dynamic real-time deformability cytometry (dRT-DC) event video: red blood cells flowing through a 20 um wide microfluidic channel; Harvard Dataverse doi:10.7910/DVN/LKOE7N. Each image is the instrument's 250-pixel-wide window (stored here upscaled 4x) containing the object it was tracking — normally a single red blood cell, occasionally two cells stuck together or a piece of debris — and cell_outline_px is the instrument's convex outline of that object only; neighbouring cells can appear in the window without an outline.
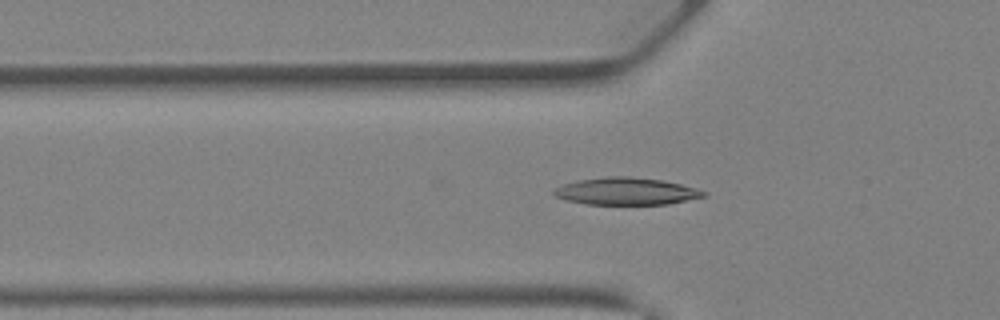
{"species": "Egyptian fruit bat (a non-hibernating species)", "species_latin": "Rousettus aegyptiacus", "temperature_condition": "warm", "stored_images_in_passage": 29, "camera_frame_rate_fps": 3000, "um_per_image_px": 0.085, "animal": {"sex": "female"}, "frame": {"image": 1, "passage_image": 3, "time_ms": 0.667, "image_size_px": [1000, 320], "cell_outline_px": [[708, 196], [668, 204], [584, 204], [568, 200], [556, 196], [552, 192], [556, 188], [564, 184], [580, 180], [608, 176], [628, 176], [660, 180], [680, 184], [696, 188], [708, 192]], "centroid_in_image_um": [53.28, 16.26], "position_along_channel_um": 72.5, "area_um2": 23.58}}
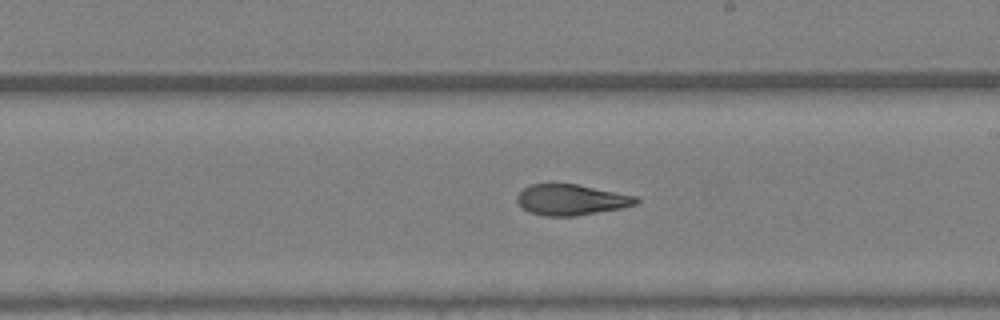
{"frame": {"image": 2, "passage_image": 13, "time_ms": 4.0, "image_size_px": [1000, 320], "cell_outline_px": [[640, 200], [636, 204], [620, 208], [576, 216], [544, 216], [528, 212], [516, 200], [516, 196], [524, 188], [532, 184], [576, 184], [636, 196]], "centroid_in_image_um": [48.54, 16.99], "position_along_channel_um": 240.5, "area_um2": 21.15}}
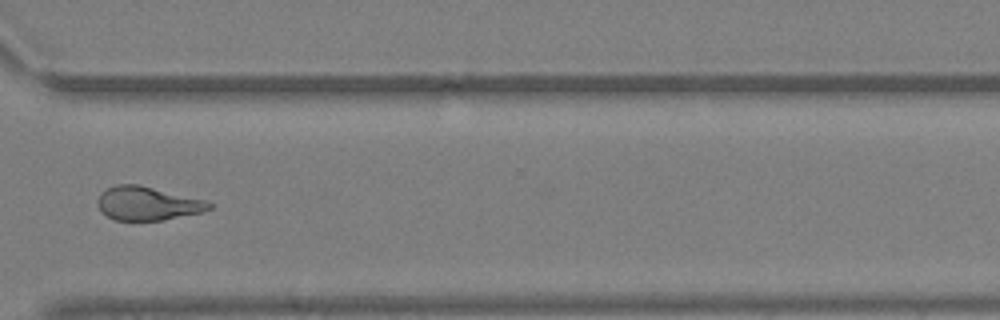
{"frame": {"image": 3, "passage_image": 20, "time_ms": 6.333, "image_size_px": [1000, 320], "cell_outline_px": [[212, 208], [204, 212], [164, 220], [116, 220], [100, 212], [96, 204], [96, 200], [100, 192], [116, 184], [140, 184], [204, 200], [212, 204]], "centroid_in_image_um": [12.5, 17.29], "position_along_channel_um": 358.1, "area_um2": 22.08}}